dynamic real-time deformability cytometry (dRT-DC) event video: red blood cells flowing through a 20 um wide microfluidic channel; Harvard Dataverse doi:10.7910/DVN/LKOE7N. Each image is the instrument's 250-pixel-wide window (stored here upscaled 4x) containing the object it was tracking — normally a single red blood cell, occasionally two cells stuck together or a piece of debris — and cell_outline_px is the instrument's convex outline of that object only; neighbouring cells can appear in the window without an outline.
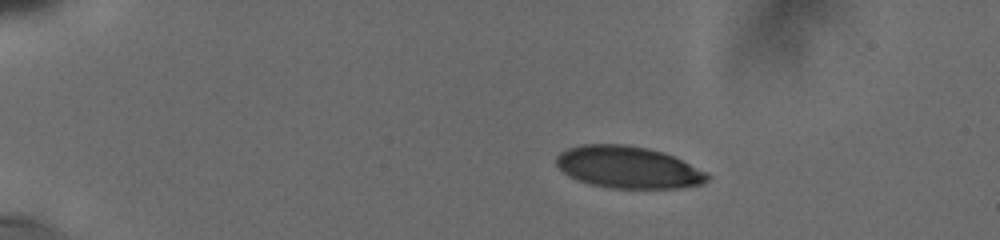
{"species": "human", "species_latin": "Homo sapiens", "temperature_condition": "cold", "stored_images_in_passage": 35, "camera_frame_rate_fps": 3000, "um_per_image_px": 0.085, "donor": {"sex": "male"}, "frame": {"image": 1, "passage_image": 1, "time_ms": 0.0, "image_size_px": [1000, 240], "cell_outline_px": [[712, 176], [708, 180], [700, 184], [680, 188], [608, 188], [576, 180], [568, 176], [556, 164], [556, 156], [560, 152], [568, 148], [580, 144], [628, 144], [648, 148], [664, 152]], "centroid_in_image_um": [53.34, 14.21], "position_along_channel_um": 31.7, "area_um2": 36.88}}
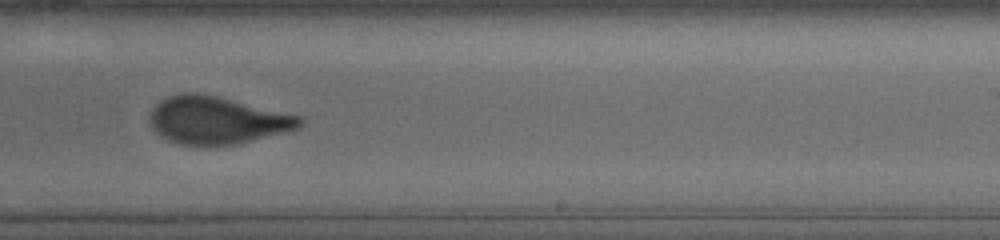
{"frame": {"image": 2, "passage_image": 21, "time_ms": 8.667, "image_size_px": [1000, 240], "cell_outline_px": [[304, 120], [300, 128], [240, 144], [208, 148], [204, 148], [176, 144], [160, 136], [152, 128], [152, 108], [160, 100], [168, 96], [180, 92], [196, 92], [300, 116]], "centroid_in_image_um": [18.42, 10.27], "position_along_channel_um": 270.6, "area_um2": 41.91}}
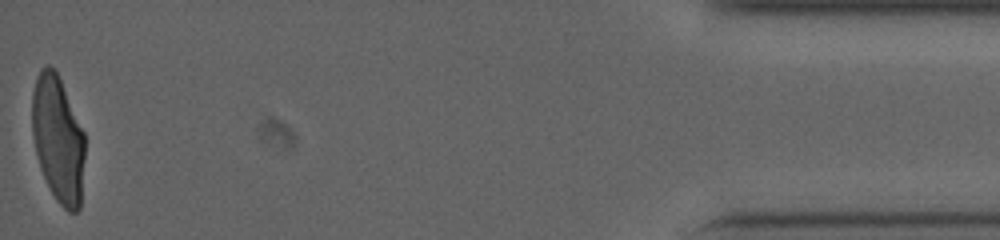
{"frame": {"image": 3, "passage_image": 35, "time_ms": 15.0, "image_size_px": [1000, 240], "cell_outline_px": [[84, 160], [80, 208], [76, 212], [68, 212], [56, 200], [40, 168], [36, 152], [32, 132], [32, 92], [36, 76], [40, 68], [48, 64], [56, 72], [60, 80], [84, 132]], "centroid_in_image_um": [4.92, 11.82], "position_along_channel_um": 430.3, "area_um2": 38.67}, "authors_computed_cell_mechanics": {"area_um2": 41.4426, "velocity_mm_per_s": 3.765, "shape_relaxation_time_tau1_ms": 6.9755, "shape_relaxation_time_tau2_ms": 0.7959, "deformation_change_tau1": 0.238, "deformation_change_tau2": 0.0766}}